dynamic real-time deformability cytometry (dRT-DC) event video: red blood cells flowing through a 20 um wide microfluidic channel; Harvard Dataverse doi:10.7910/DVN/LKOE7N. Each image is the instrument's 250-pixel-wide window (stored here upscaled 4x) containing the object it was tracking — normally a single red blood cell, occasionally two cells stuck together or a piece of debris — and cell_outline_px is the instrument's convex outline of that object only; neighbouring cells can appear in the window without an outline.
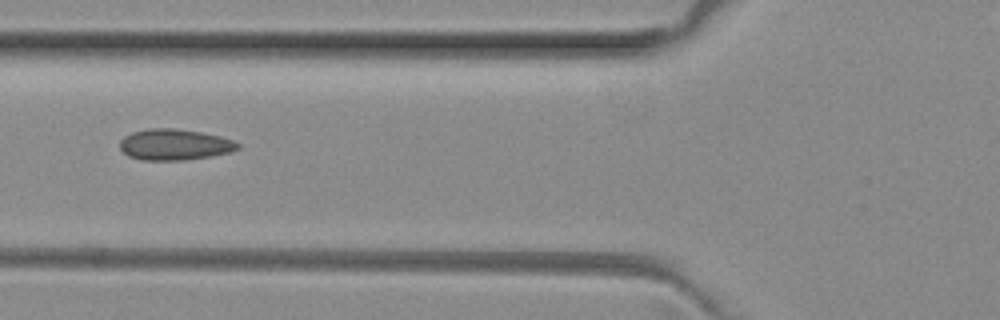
{"species": "common noctule bat (a hibernating species)", "species_latin": "Nyctalus noctula", "temperature_condition": "room temperature", "stored_images_in_passage": 5, "camera_frame_rate_fps": 3000, "um_per_image_px": 0.085, "animal": {"sex": "female", "body_mass_g": 29.2, "forearm_length_mm": 56.3}, "frame": {"image": 1, "passage_image": 4, "time_ms": 1.0, "image_size_px": [1000, 320], "cell_outline_px": [[240, 148], [228, 152], [212, 156], [184, 160], [140, 160], [128, 156], [120, 148], [120, 140], [124, 136], [132, 132], [148, 128], [172, 128], [200, 132], [220, 136], [232, 140], [240, 144]], "centroid_in_image_um": [14.81, 12.29], "position_along_channel_um": 111.0, "area_um2": 21.33}}
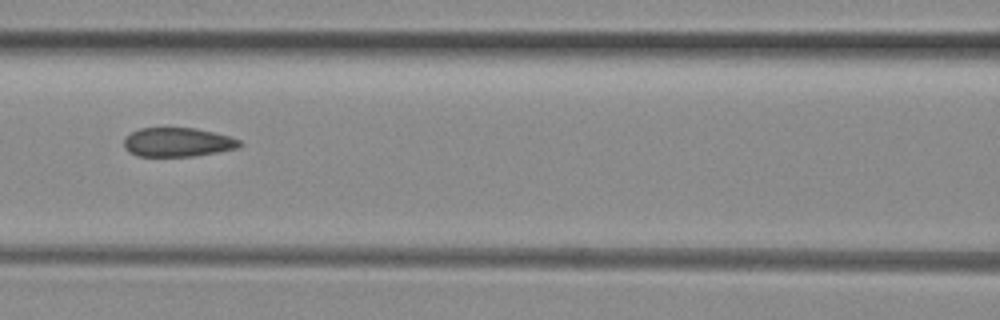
{"frame": {"image": 2, "passage_image": 5, "time_ms": 1.333, "image_size_px": [1000, 320], "cell_outline_px": [[244, 144], [236, 148], [216, 152], [192, 156], [136, 156], [128, 152], [124, 148], [124, 140], [132, 132], [140, 128], [196, 128], [228, 136], [240, 140]], "centroid_in_image_um": [15.08, 12.09], "position_along_channel_um": 151.5, "area_um2": 19.42}}